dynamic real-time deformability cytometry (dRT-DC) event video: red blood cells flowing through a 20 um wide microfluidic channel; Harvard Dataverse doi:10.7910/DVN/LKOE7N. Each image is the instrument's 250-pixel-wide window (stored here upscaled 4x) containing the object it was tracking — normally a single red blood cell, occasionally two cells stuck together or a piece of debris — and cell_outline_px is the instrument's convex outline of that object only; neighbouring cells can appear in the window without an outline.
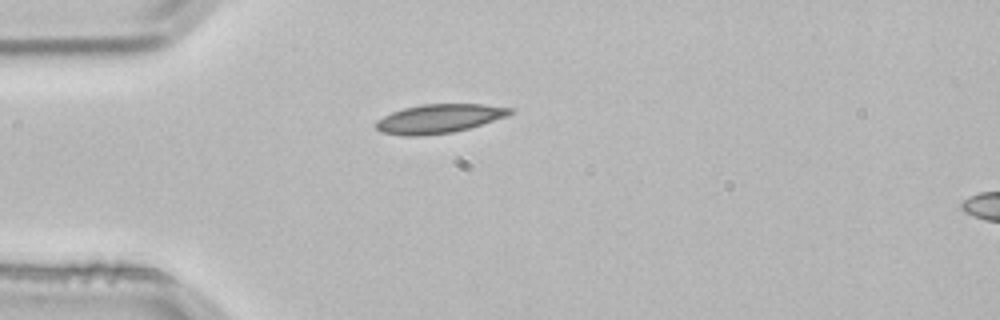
{"species": "common noctule bat (a hibernating species)", "species_latin": "Nyctalus noctula", "temperature_condition": "room temperature", "stored_images_in_passage": 2, "segment_of_instrument_passage": [1, 2], "camera_frame_rate_fps": 3000, "um_per_image_px": 0.085, "animal": {"sex": "male", "body_mass_g": 21.5, "forearm_length_mm": 52.0}, "frame": {"image": 1, "passage_image": 1, "time_ms": 0.0, "image_size_px": [1000, 320], "cell_outline_px": [[516, 108], [512, 112], [504, 116], [468, 128], [452, 132], [420, 136], [404, 136], [380, 132], [376, 128], [376, 120], [392, 112], [404, 108], [420, 104], [484, 104]], "centroid_in_image_um": [37.27, 10.08], "position_along_channel_um": 47.7, "area_um2": 22.43}}